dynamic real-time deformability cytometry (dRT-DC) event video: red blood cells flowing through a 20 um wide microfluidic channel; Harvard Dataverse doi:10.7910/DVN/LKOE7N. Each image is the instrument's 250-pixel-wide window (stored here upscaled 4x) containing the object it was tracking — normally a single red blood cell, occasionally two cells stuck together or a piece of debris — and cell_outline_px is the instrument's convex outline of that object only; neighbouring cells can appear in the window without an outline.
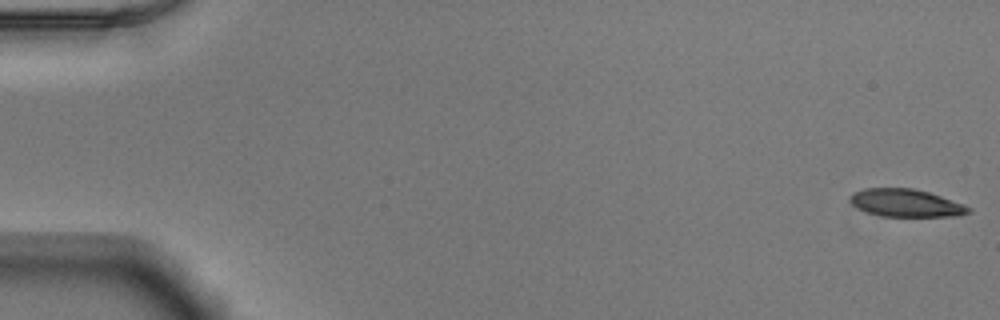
{"species": "Egyptian fruit bat (a non-hibernating species)", "species_latin": "Rousettus aegyptiacus", "temperature_condition": "warm", "stored_images_in_passage": 52, "camera_frame_rate_fps": 3000, "um_per_image_px": 0.085, "animal": {"sex": "male"}, "frame": {"image": 1, "passage_image": 1, "time_ms": 0.0, "image_size_px": [1000, 320], "cell_outline_px": [[972, 212], [956, 216], [880, 216], [868, 212], [852, 204], [852, 192], [864, 188], [912, 188], [928, 192], [964, 204], [972, 208]], "centroid_in_image_um": [77.05, 17.25], "position_along_channel_um": 8.0, "area_um2": 18.9}}
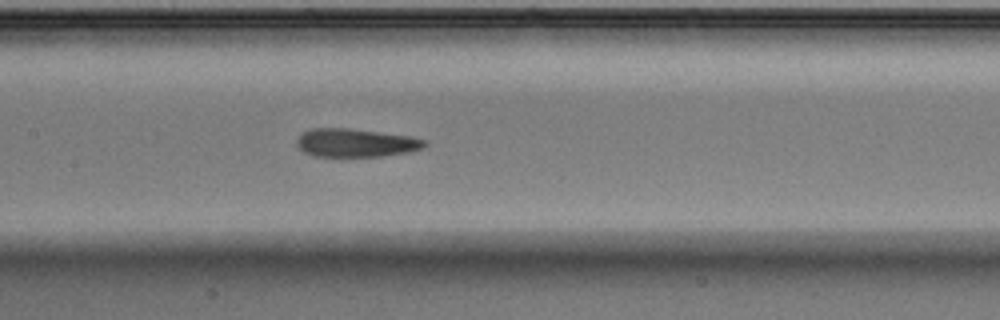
{"frame": {"image": 2, "passage_image": 26, "time_ms": 8.333, "image_size_px": [1000, 320], "cell_outline_px": [[428, 144], [424, 148], [412, 152], [384, 156], [340, 160], [312, 156], [304, 152], [296, 144], [296, 140], [304, 132], [312, 128], [348, 128], [412, 136], [428, 140]], "centroid_in_image_um": [30.27, 12.2], "position_along_channel_um": 177.1, "area_um2": 22.37}}
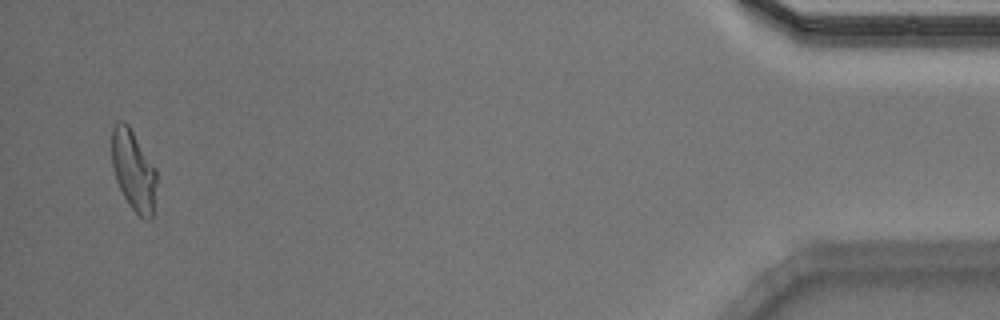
{"frame": {"image": 3, "passage_image": 51, "time_ms": 16.667, "image_size_px": [1000, 320], "cell_outline_px": [[156, 184], [152, 220], [144, 220], [128, 204], [116, 180], [112, 164], [112, 128], [116, 120], [124, 120], [128, 124], [156, 168]], "centroid_in_image_um": [11.35, 14.47], "position_along_channel_um": 423.9, "area_um2": 21.1}, "authors_computed_cell_mechanics": {"area_um2": 21.1259, "velocity_mm_per_s": 3.8988, "shape_relaxation_time_tau1_ms": 3.8091, "shape_relaxation_time_tau2_ms": 1.8558, "deformation_change_tau1": 0.1684, "deformation_change_tau2": 0.1099}}